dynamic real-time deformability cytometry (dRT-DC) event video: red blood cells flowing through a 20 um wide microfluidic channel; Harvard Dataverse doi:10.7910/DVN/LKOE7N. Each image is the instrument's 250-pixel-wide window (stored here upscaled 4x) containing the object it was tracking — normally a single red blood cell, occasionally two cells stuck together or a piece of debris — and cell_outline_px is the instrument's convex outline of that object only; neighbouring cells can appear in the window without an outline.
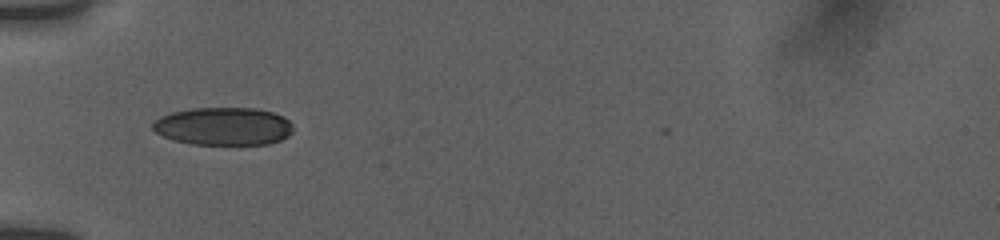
{"species": "human", "species_latin": "Homo sapiens", "temperature_condition": "room temperature", "stored_images_in_passage": 5, "camera_frame_rate_fps": 3000, "um_per_image_px": 0.085, "donor": {"sex": "female"}, "frame": {"image": 1, "passage_image": 1, "time_ms": 0.0, "image_size_px": [1000, 240], "cell_outline_px": [[292, 132], [288, 136], [280, 140], [268, 144], [192, 144], [172, 140], [156, 132], [152, 128], [152, 124], [160, 116], [172, 112], [192, 108], [256, 108], [272, 112], [284, 116], [292, 124]], "centroid_in_image_um": [19.0, 10.73], "position_along_channel_um": 66.0, "area_um2": 31.04}}
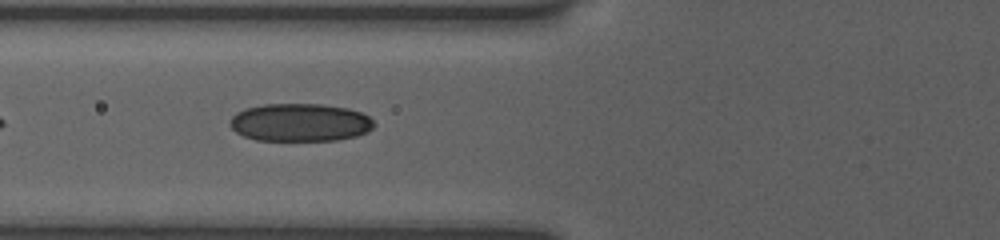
{"frame": {"image": 2, "passage_image": 3, "time_ms": 1.0, "image_size_px": [1000, 240], "cell_outline_px": [[376, 124], [368, 132], [356, 136], [336, 140], [256, 140], [244, 136], [236, 132], [228, 124], [228, 120], [236, 112], [244, 108], [264, 104], [324, 104], [348, 108], [360, 112], [368, 116]], "centroid_in_image_um": [25.48, 10.4], "position_along_channel_um": 100.3, "area_um2": 32.08}}
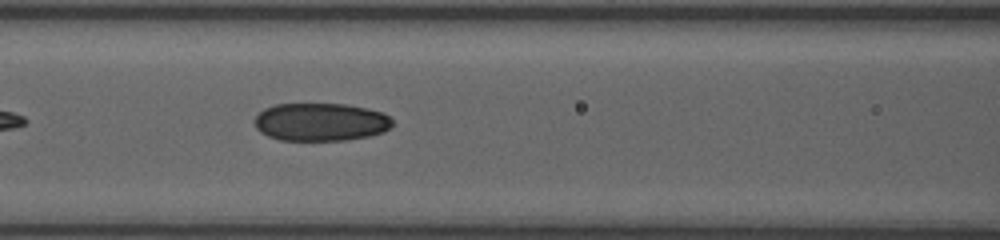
{"frame": {"image": 3, "passage_image": 5, "time_ms": 2.0, "image_size_px": [1000, 240], "cell_outline_px": [[392, 124], [384, 132], [368, 136], [344, 140], [280, 140], [268, 136], [260, 132], [256, 128], [256, 116], [264, 108], [276, 104], [344, 104], [368, 108], [384, 112], [392, 120]], "centroid_in_image_um": [27.26, 10.36], "position_along_channel_um": 139.3, "area_um2": 30.46}}